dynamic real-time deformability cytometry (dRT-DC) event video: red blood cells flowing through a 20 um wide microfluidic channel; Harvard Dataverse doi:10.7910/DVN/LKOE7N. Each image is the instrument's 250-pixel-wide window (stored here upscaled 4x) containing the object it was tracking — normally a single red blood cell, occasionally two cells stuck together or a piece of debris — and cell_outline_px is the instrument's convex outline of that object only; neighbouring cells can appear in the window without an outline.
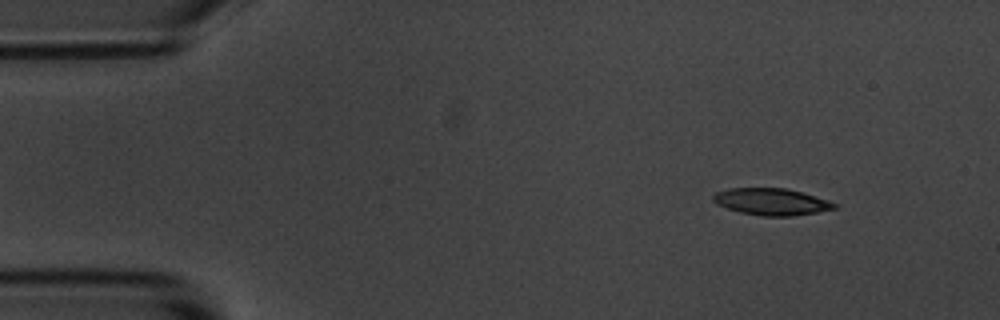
{"species": "common noctule bat (a hibernating species)", "species_latin": "Nyctalus noctula", "temperature_condition": "room temperature", "stored_images_in_passage": 4, "camera_frame_rate_fps": 3000, "um_per_image_px": 0.085, "animal": {"sex": "male", "body_mass_g": 20.1, "forearm_length_mm": 53.5}, "frame": {"image": 1, "passage_image": 1, "time_ms": 0.0, "image_size_px": [1000, 320], "cell_outline_px": [[840, 204], [836, 208], [816, 212], [792, 216], [760, 216], [740, 212], [716, 204], [712, 200], [712, 196], [716, 192], [728, 188], [788, 188], [828, 200]], "centroid_in_image_um": [65.57, 17.14], "position_along_channel_um": 19.4, "area_um2": 19.02}}
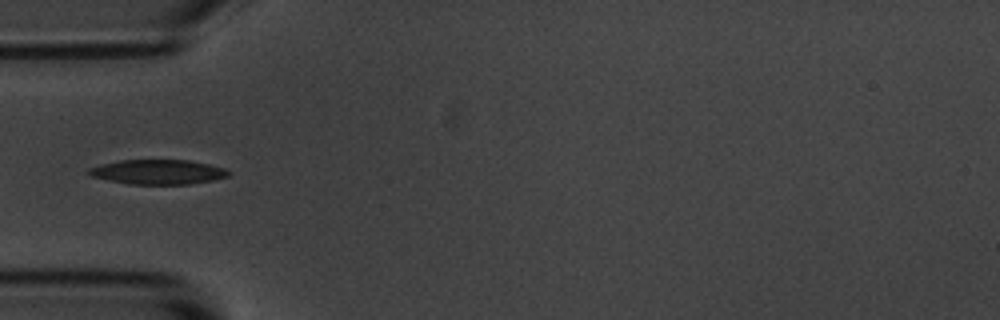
{"frame": {"image": 2, "passage_image": 4, "time_ms": 3.667, "image_size_px": [1000, 320], "cell_outline_px": [[232, 172], [228, 176], [212, 180], [188, 184], [128, 184], [108, 180], [92, 176], [88, 172], [88, 168], [100, 164], [120, 160], [188, 160], [208, 164], [224, 168]], "centroid_in_image_um": [13.42, 14.61], "position_along_channel_um": 71.6, "area_um2": 20.0}}